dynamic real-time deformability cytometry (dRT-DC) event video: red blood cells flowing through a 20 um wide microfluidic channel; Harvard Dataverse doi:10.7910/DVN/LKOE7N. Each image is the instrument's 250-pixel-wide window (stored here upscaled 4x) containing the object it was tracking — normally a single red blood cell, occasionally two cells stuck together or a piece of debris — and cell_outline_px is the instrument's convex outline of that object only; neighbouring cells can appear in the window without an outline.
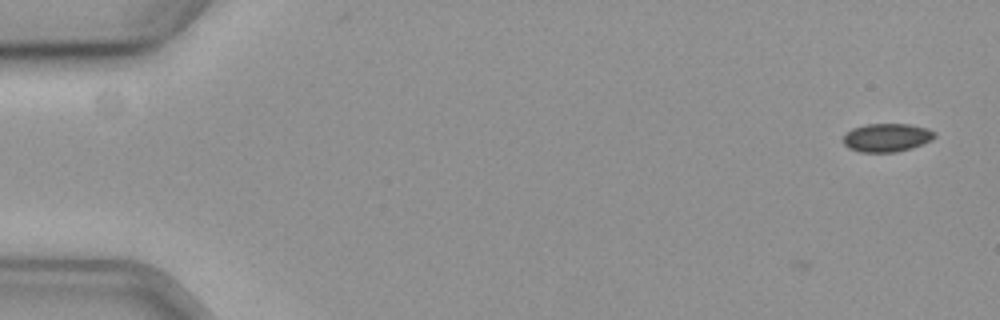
{"species": "common noctule bat (a hibernating species)", "species_latin": "Nyctalus noctula", "temperature_condition": "cold", "stored_images_in_passage": 6, "camera_frame_rate_fps": 3000, "um_per_image_px": 0.085, "animal": {"sex": "female", "body_mass_g": 19.3, "forearm_length_mm": 54.1}, "frame": {"image": 1, "passage_image": 6, "time_ms": 1.667, "image_size_px": [1000, 320], "cell_outline_px": [[936, 136], [932, 140], [924, 144], [912, 148], [896, 152], [860, 152], [848, 148], [844, 144], [844, 136], [852, 128], [864, 124], [908, 124], [928, 128], [936, 132]], "centroid_in_image_um": [75.41, 11.69], "position_along_channel_um": 9.6, "area_um2": 15.26}}